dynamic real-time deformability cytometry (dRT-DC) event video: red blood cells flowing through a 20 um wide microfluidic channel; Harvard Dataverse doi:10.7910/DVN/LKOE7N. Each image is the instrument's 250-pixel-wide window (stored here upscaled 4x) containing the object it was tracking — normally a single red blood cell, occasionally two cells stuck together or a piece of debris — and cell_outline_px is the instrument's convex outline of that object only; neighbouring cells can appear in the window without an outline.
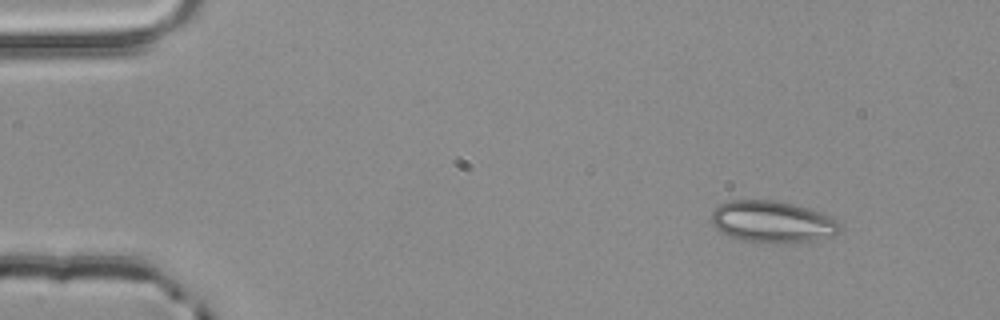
{"species": "common noctule bat (a hibernating species)", "species_latin": "Nyctalus noctula", "temperature_condition": "room temperature", "stored_images_in_passage": 4, "camera_frame_rate_fps": 3000, "um_per_image_px": 0.085, "animal": {"sex": "male", "body_mass_g": 20.4}, "frame": {"image": 1, "passage_image": 1, "time_ms": 0.0, "image_size_px": [1000, 320], "cell_outline_px": [[840, 232], [832, 236], [812, 240], [780, 244], [776, 244], [740, 240], [728, 236], [720, 232], [712, 224], [712, 212], [720, 204], [732, 200], [772, 200], [792, 204], [808, 208], [820, 212], [836, 220], [840, 224]], "centroid_in_image_um": [65.63, 18.87], "position_along_channel_um": 19.4, "area_um2": 31.27}}
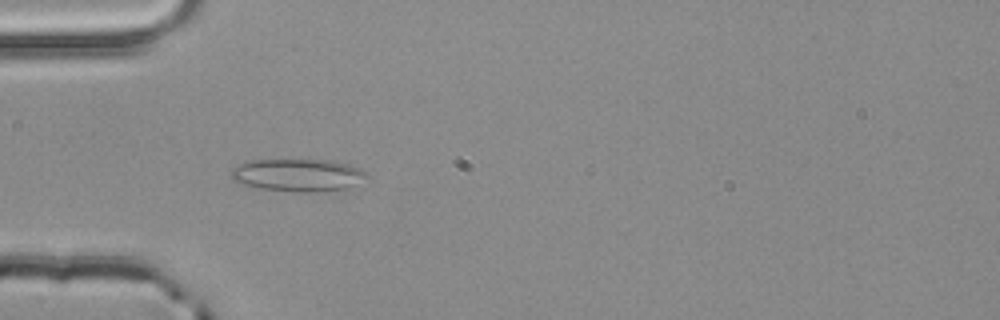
{"frame": {"image": 2, "passage_image": 3, "time_ms": 0.667, "image_size_px": [1000, 320], "cell_outline_px": [[368, 176], [348, 188], [312, 192], [300, 192], [260, 188], [244, 184], [232, 180], [228, 172], [232, 168], [248, 160], [332, 160], [348, 164], [360, 168], [368, 172]], "centroid_in_image_um": [25.3, 14.87], "position_along_channel_um": 59.7, "area_um2": 25.72}}
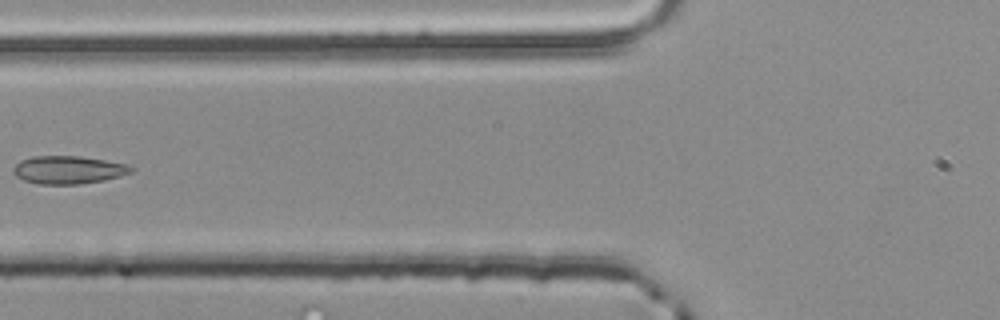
{"frame": {"image": 3, "passage_image": 4, "time_ms": 1.0, "image_size_px": [1000, 320], "cell_outline_px": [[136, 168], [132, 172], [120, 176], [104, 180], [76, 184], [36, 184], [24, 180], [16, 176], [12, 172], [12, 168], [20, 160], [32, 156], [80, 156], [104, 160], [124, 164]], "centroid_in_image_um": [5.77, 14.43], "position_along_channel_um": 120.0, "area_um2": 19.19}}